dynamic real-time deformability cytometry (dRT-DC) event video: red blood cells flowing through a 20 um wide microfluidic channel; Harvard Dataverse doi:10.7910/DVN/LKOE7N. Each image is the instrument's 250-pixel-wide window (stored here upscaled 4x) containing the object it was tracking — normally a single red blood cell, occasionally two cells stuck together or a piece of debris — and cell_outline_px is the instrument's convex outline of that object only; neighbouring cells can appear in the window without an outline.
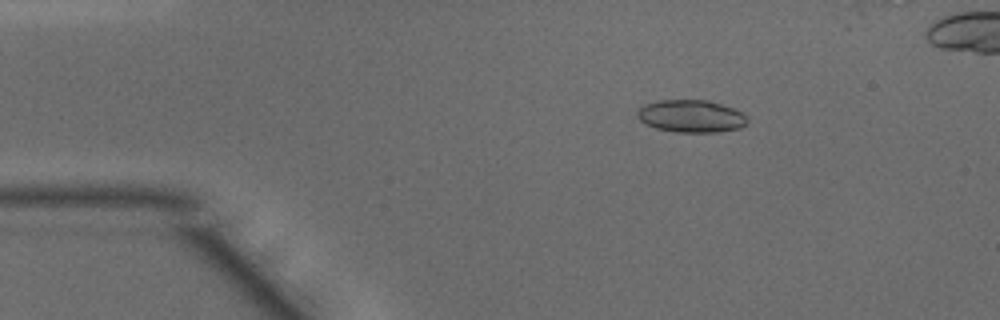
{"species": "common noctule bat (a hibernating species)", "species_latin": "Nyctalus noctula", "temperature_condition": "warm", "stored_images_in_passage": 45, "camera_frame_rate_fps": 3000, "um_per_image_px": 0.085, "animal": {"sex": "male", "body_mass_g": 15.6}, "frame": {"image": 1, "passage_image": 8, "time_ms": 2.333, "image_size_px": [1000, 320], "cell_outline_px": [[748, 120], [740, 128], [716, 132], [676, 132], [656, 128], [640, 120], [636, 116], [636, 112], [644, 104], [660, 100], [708, 100], [732, 108], [748, 116]], "centroid_in_image_um": [58.73, 9.87], "position_along_channel_um": 26.3, "area_um2": 20.69}}
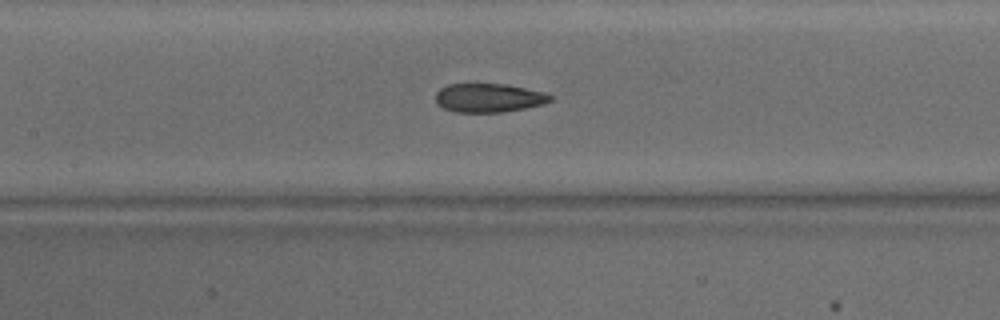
{"frame": {"image": 2, "passage_image": 22, "time_ms": 7.0, "image_size_px": [1000, 320], "cell_outline_px": [[552, 100], [544, 104], [524, 108], [500, 112], [456, 112], [444, 108], [436, 104], [436, 92], [440, 88], [448, 84], [508, 84], [544, 92], [552, 96]], "centroid_in_image_um": [41.54, 8.31], "position_along_channel_um": 165.9, "area_um2": 19.25}}
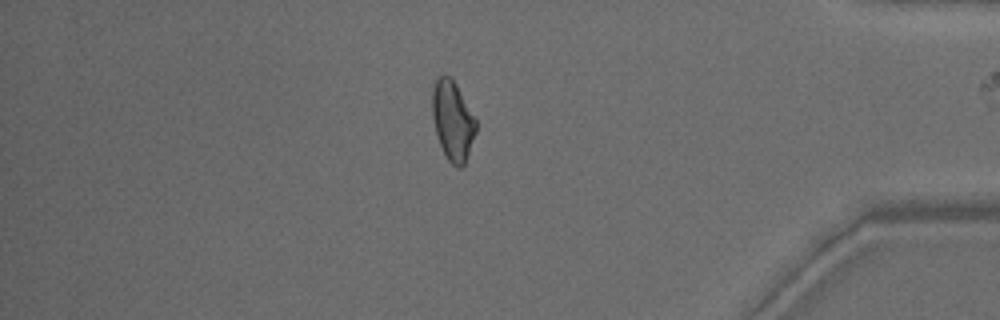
{"frame": {"image": 3, "passage_image": 41, "time_ms": 13.333, "image_size_px": [1000, 320], "cell_outline_px": [[476, 132], [464, 164], [460, 168], [456, 168], [448, 160], [440, 144], [436, 132], [432, 116], [432, 88], [436, 80], [444, 72], [452, 76], [476, 120]], "centroid_in_image_um": [38.46, 10.21], "position_along_channel_um": 396.7, "area_um2": 20.23}}